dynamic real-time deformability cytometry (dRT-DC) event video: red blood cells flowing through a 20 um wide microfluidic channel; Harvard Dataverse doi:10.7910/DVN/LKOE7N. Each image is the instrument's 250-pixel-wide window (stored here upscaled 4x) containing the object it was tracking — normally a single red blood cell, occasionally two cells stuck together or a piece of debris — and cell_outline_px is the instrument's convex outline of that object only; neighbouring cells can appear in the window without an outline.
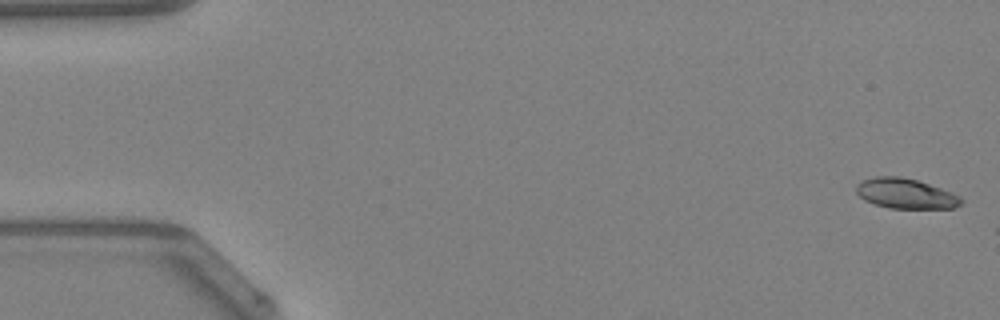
{"species": "Egyptian fruit bat (a non-hibernating species)", "species_latin": "Rousettus aegyptiacus", "temperature_condition": "warm", "stored_images_in_passage": 7, "camera_frame_rate_fps": 3000, "um_per_image_px": 0.085, "animal": {"sex": "female"}, "frame": {"image": 1, "passage_image": 1, "time_ms": 0.0, "image_size_px": [1000, 320], "cell_outline_px": [[964, 200], [960, 204], [952, 208], [888, 208], [864, 200], [856, 192], [856, 184], [864, 180], [876, 176], [900, 176], [916, 180], [952, 192], [960, 196]], "centroid_in_image_um": [76.97, 16.45], "position_along_channel_um": 8.0, "area_um2": 18.26}}